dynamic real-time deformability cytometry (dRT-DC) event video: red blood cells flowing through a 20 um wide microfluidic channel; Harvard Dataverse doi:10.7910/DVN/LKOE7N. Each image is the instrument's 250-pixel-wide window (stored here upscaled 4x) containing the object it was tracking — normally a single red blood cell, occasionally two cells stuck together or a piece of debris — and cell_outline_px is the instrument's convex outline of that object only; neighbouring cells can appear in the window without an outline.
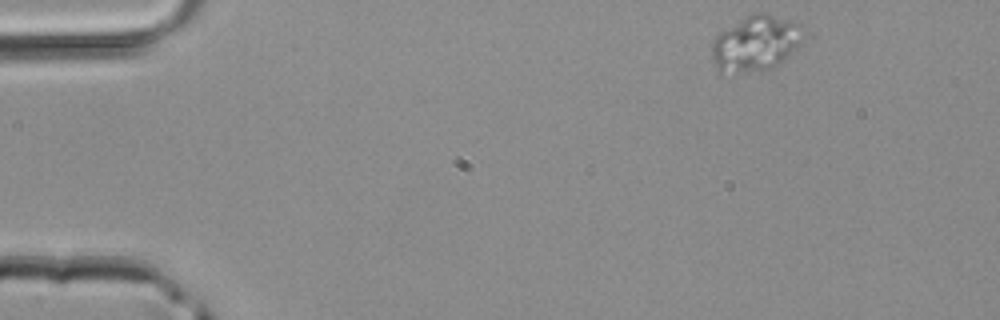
{"species": "common noctule bat (a hibernating species)", "species_latin": "Nyctalus noctula", "temperature_condition": "room temperature", "stored_images_in_passage": 40, "camera_frame_rate_fps": 3000, "um_per_image_px": 0.085, "animal": {"sex": "male", "body_mass_g": 20.4}, "frame": {"image": 1, "passage_image": 1, "time_ms": 0.0, "image_size_px": [1000, 320], "cell_outline_px": [[800, 44], [780, 64], [772, 68], [748, 72], [720, 72], [716, 68], [712, 60], [712, 40], [720, 32], [752, 12], [764, 12], [788, 20], [796, 24], [800, 40]], "centroid_in_image_um": [64.15, 3.7], "position_along_channel_um": 20.9, "area_um2": 29.02}}
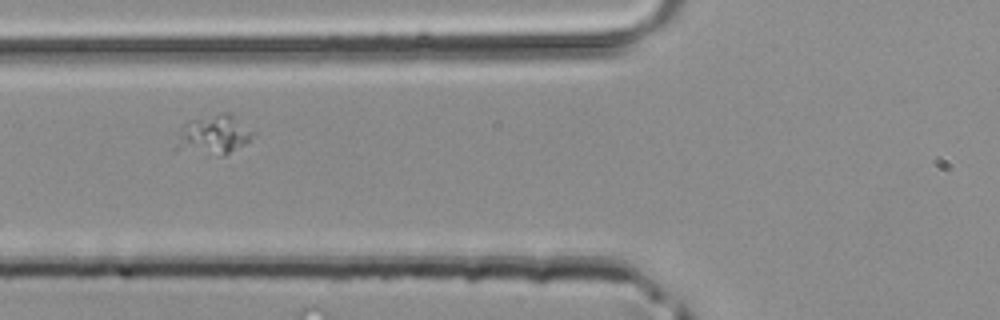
{"frame": {"image": 2, "passage_image": 13, "time_ms": 4.0, "image_size_px": [1000, 320], "cell_outline_px": [[256, 132], [244, 144], [224, 156], [220, 156], [172, 148], [176, 132], [188, 120], [220, 112], [228, 112]], "centroid_in_image_um": [18.09, 11.44], "position_along_channel_um": 107.7, "area_um2": 17.92}}
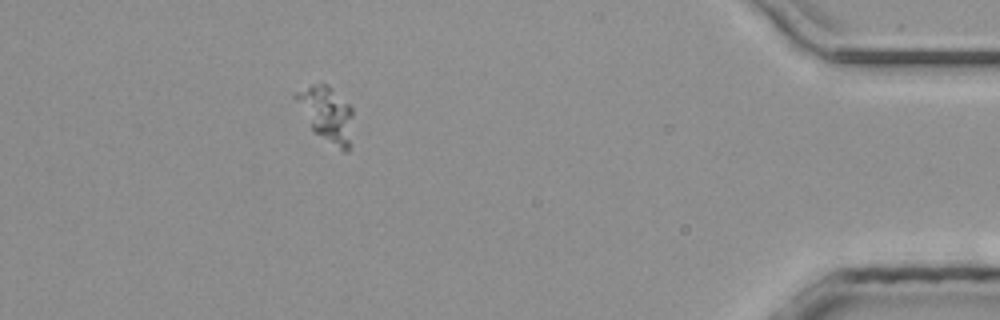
{"frame": {"image": 3, "passage_image": 36, "time_ms": 11.667, "image_size_px": [1000, 320], "cell_outline_px": [[352, 116], [348, 152], [344, 152], [312, 132], [292, 96], [296, 92], [312, 84], [328, 84], [352, 108]], "centroid_in_image_um": [27.71, 9.69], "position_along_channel_um": 407.5, "area_um2": 18.32}}